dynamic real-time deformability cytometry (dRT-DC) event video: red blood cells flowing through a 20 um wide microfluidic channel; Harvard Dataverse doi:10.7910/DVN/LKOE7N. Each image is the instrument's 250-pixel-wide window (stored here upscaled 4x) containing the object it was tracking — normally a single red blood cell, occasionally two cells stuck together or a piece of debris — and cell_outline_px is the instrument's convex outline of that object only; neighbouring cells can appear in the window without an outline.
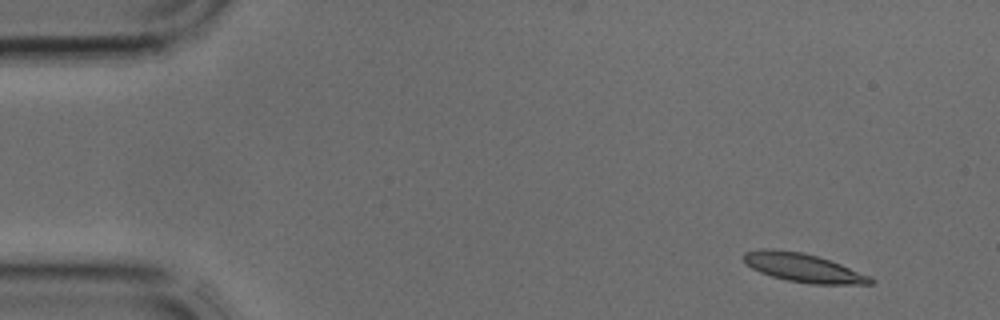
{"species": "common noctule bat (a hibernating species)", "species_latin": "Nyctalus noctula", "temperature_condition": "cold", "stored_images_in_passage": 3, "camera_frame_rate_fps": 3000, "um_per_image_px": 0.085, "animal": {"sex": "male", "body_mass_g": 17.9, "forearm_length_mm": 54.2}, "frame": {"image": 1, "passage_image": 1, "time_ms": 0.0, "image_size_px": [1000, 320], "cell_outline_px": [[876, 280], [872, 284], [812, 284], [788, 280], [772, 276], [760, 272], [752, 268], [744, 260], [744, 252], [760, 248], [772, 248], [804, 252], [840, 264], [872, 276]], "centroid_in_image_um": [68.29, 22.75], "position_along_channel_um": 16.7, "area_um2": 21.15}}
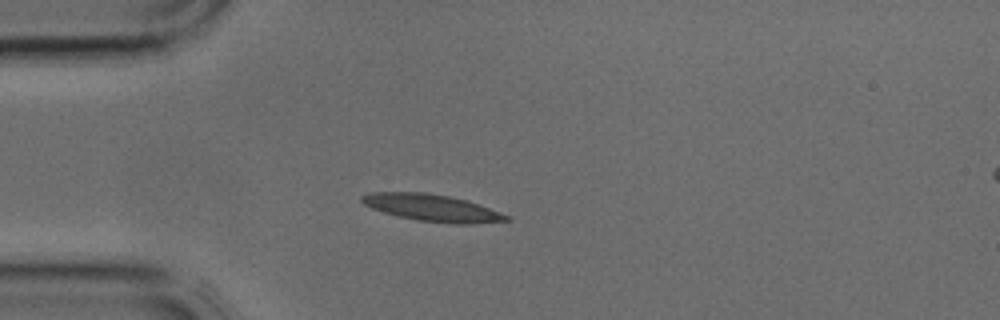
{"frame": {"image": 2, "passage_image": 3, "time_ms": 0.667, "image_size_px": [1000, 320], "cell_outline_px": [[512, 220], [472, 224], [452, 224], [416, 220], [384, 212], [372, 208], [364, 204], [360, 200], [360, 196], [368, 192], [424, 192], [448, 196], [464, 200], [488, 208], [508, 216]], "centroid_in_image_um": [36.67, 17.67], "position_along_channel_um": 48.3, "area_um2": 22.43}}